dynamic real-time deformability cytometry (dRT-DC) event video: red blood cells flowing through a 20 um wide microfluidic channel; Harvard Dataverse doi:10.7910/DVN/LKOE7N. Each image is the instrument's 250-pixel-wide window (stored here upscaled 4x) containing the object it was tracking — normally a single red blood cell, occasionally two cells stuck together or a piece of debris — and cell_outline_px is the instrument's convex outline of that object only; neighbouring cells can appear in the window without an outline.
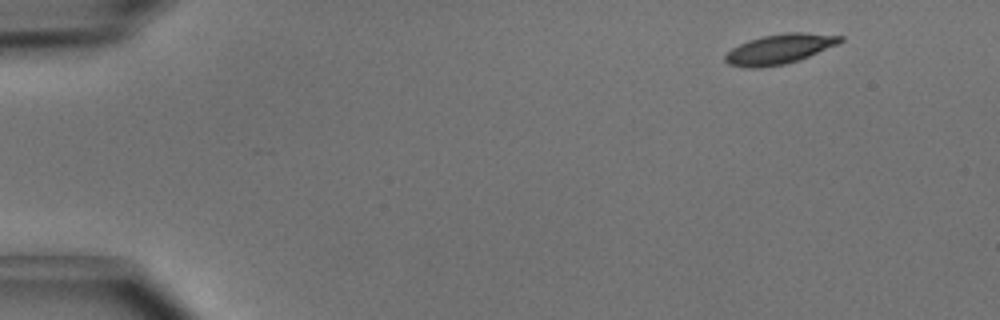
{"species": "common noctule bat (a hibernating species)", "species_latin": "Nyctalus noctula", "temperature_condition": "cold", "stored_images_in_passage": 46, "camera_frame_rate_fps": 3000, "um_per_image_px": 0.085, "animal": {"sex": "male", "body_mass_g": 15.6}, "frame": {"image": 1, "passage_image": 1, "time_ms": 0.0, "image_size_px": [1000, 320], "cell_outline_px": [[844, 40], [836, 44], [800, 60], [784, 64], [760, 68], [744, 68], [728, 64], [724, 60], [724, 56], [732, 48], [748, 40], [760, 36], [784, 32], [804, 32], [844, 36]], "centroid_in_image_um": [66.23, 4.16], "position_along_channel_um": 18.8, "area_um2": 20.11}}
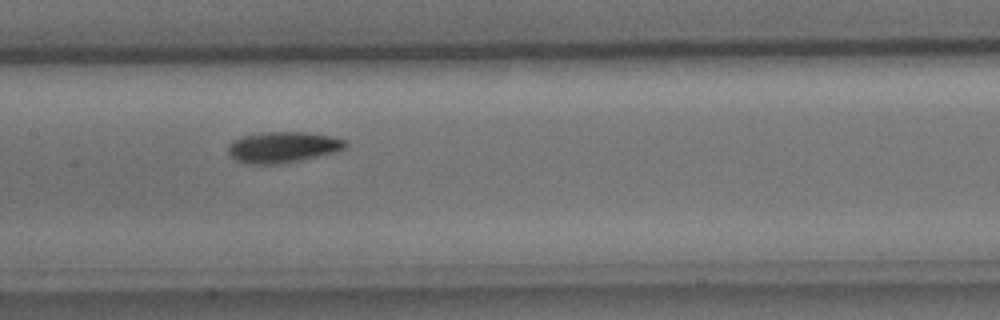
{"frame": {"image": 2, "passage_image": 21, "time_ms": 6.667, "image_size_px": [1000, 320], "cell_outline_px": [[348, 144], [344, 148], [336, 152], [300, 160], [276, 164], [248, 164], [236, 160], [228, 152], [228, 144], [232, 140], [244, 136], [264, 132], [304, 132], [332, 136], [348, 140]], "centroid_in_image_um": [24.06, 12.5], "position_along_channel_um": 183.3, "area_um2": 21.15}}
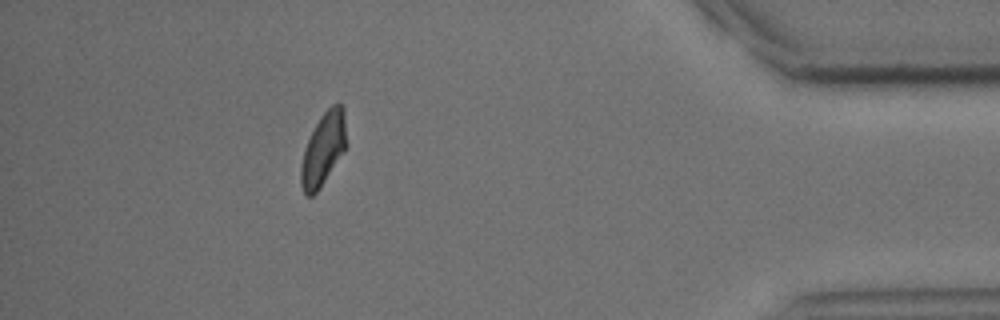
{"frame": {"image": 3, "passage_image": 41, "time_ms": 13.333, "image_size_px": [1000, 320], "cell_outline_px": [[348, 144], [344, 152], [316, 192], [312, 196], [308, 196], [304, 192], [300, 184], [300, 168], [304, 148], [320, 116], [332, 104], [340, 104], [344, 108]], "centroid_in_image_um": [27.5, 12.64], "position_along_channel_um": 407.7, "area_um2": 19.31}, "authors_computed_cell_mechanics": {"area_um2": 20.2589, "velocity_mm_per_s": 4.0357, "shape_relaxation_time_tau1_ms": 2.5827, "shape_relaxation_time_tau2_ms": 4.7576, "deformation_change_tau1": 0.1056, "deformation_change_tau2": 0.0974}}